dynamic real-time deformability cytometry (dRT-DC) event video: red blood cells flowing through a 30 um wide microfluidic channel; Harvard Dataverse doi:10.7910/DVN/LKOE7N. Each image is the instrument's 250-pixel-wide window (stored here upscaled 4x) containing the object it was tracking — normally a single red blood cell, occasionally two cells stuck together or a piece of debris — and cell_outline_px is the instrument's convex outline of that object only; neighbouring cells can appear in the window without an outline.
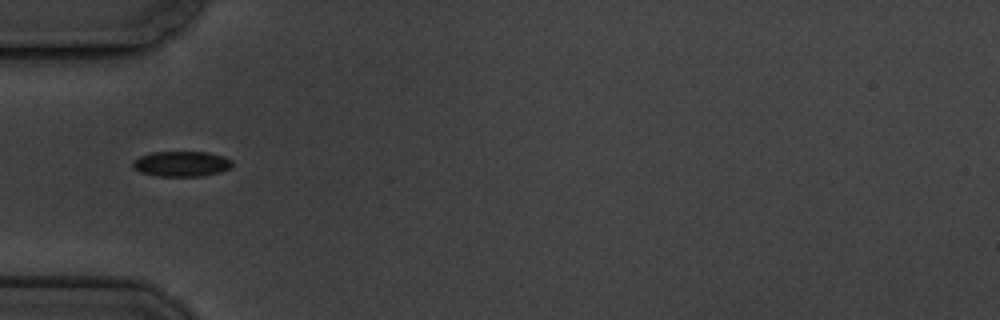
{"species": "common noctule bat (a hibernating species)", "species_latin": "Nyctalus noctula", "temperature_condition": "cold", "stored_images_in_passage": 11, "camera_frame_rate_fps": 3000, "um_per_image_px": 0.085, "animal": {"sex": "male", "body_mass_g": 19.5, "forearm_length_mm": 54.6}, "frame": {"image": 1, "passage_image": 5, "time_ms": 5.667, "image_size_px": [1000, 320], "cell_outline_px": [[232, 164], [228, 168], [220, 172], [200, 176], [160, 176], [140, 172], [132, 168], [132, 160], [140, 156], [152, 152], [208, 152], [224, 156], [232, 160]], "centroid_in_image_um": [15.39, 13.92], "position_along_channel_um": 69.6, "area_um2": 14.68}}
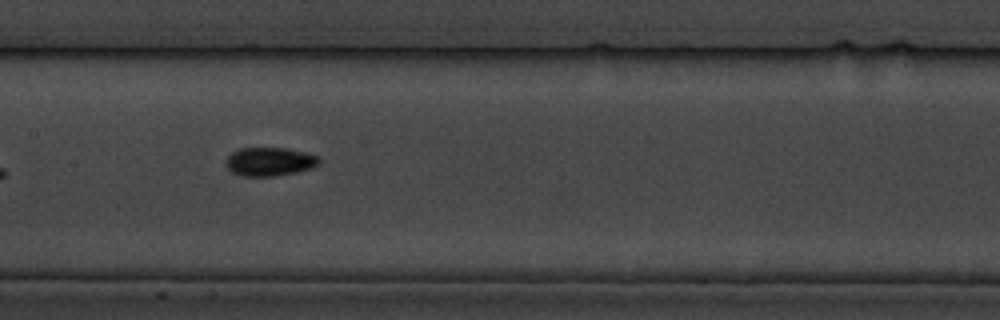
{"frame": {"image": 2, "passage_image": 8, "time_ms": 9.0, "image_size_px": [1000, 320], "cell_outline_px": [[320, 164], [312, 168], [296, 172], [276, 176], [240, 176], [232, 172], [224, 164], [228, 156], [232, 152], [240, 148], [284, 148], [308, 152], [316, 156], [320, 160]], "centroid_in_image_um": [22.91, 13.74], "position_along_channel_um": 184.5, "area_um2": 15.66}}
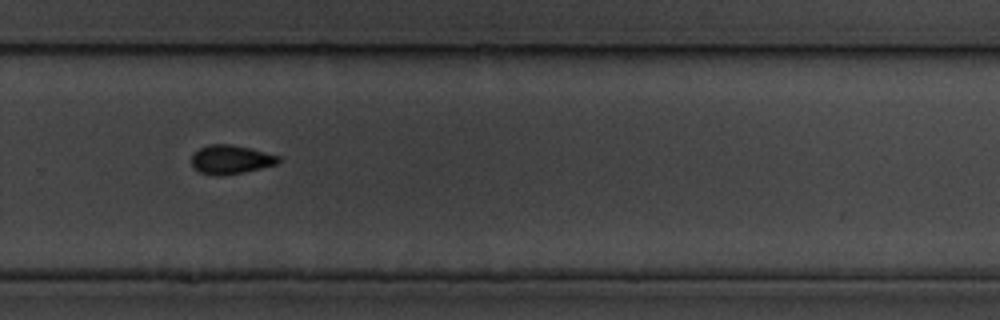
{"frame": {"image": 3, "passage_image": 11, "time_ms": 12.667, "image_size_px": [1000, 320], "cell_outline_px": [[280, 160], [276, 164], [244, 172], [220, 176], [216, 176], [200, 172], [192, 168], [192, 156], [200, 148], [208, 144], [232, 144], [280, 156]], "centroid_in_image_um": [19.59, 13.56], "position_along_channel_um": 310.2, "area_um2": 14.51}}